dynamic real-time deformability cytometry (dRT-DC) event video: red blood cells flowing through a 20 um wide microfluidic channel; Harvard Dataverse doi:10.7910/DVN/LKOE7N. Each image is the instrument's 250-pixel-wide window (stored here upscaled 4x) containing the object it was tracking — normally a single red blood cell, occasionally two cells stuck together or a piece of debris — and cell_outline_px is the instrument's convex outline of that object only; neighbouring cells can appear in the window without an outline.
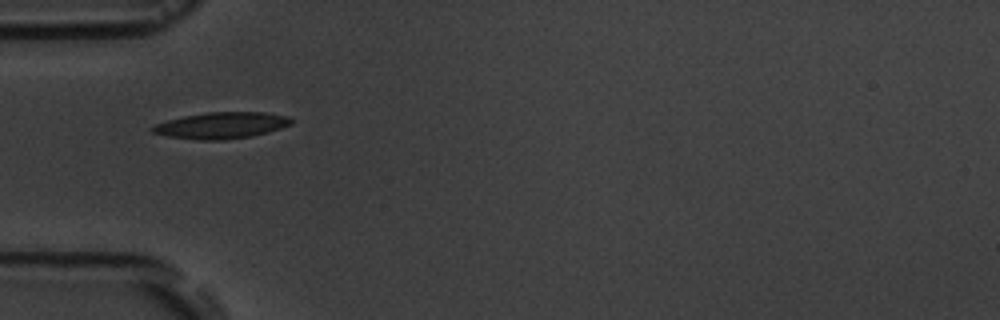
{"species": "common noctule bat (a hibernating species)", "species_latin": "Nyctalus noctula", "temperature_condition": "room temperature", "stored_images_in_passage": 3, "camera_frame_rate_fps": 3000, "um_per_image_px": 0.085, "animal": {"sex": "male", "body_mass_g": 19.5, "forearm_length_mm": 54.6}, "frame": {"image": 1, "passage_image": 1, "time_ms": 0.0, "image_size_px": [1000, 320], "cell_outline_px": [[292, 124], [268, 132], [252, 136], [224, 140], [200, 140], [168, 136], [152, 132], [148, 128], [156, 124], [168, 120], [184, 116], [208, 112], [264, 112], [288, 116], [292, 120]], "centroid_in_image_um": [18.82, 10.66], "position_along_channel_um": 66.2, "area_um2": 21.27}}
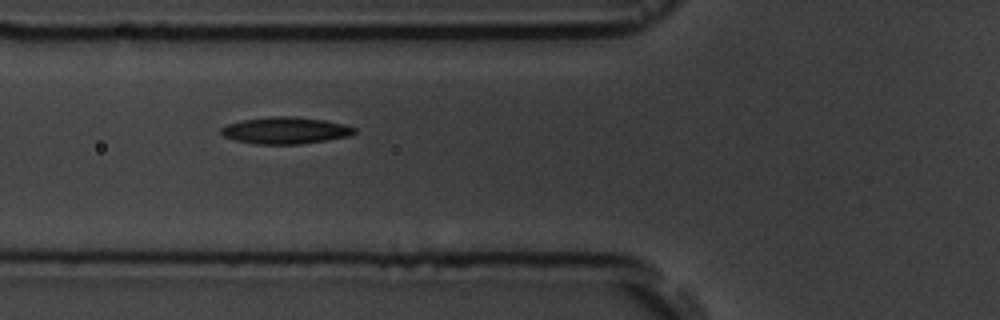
{"frame": {"image": 2, "passage_image": 2, "time_ms": 1.0, "image_size_px": [1000, 320], "cell_outline_px": [[356, 132], [348, 136], [328, 140], [300, 144], [256, 144], [232, 140], [224, 136], [220, 132], [220, 128], [228, 124], [244, 120], [272, 116], [296, 116], [324, 120], [344, 124], [356, 128]], "centroid_in_image_um": [24.26, 11.09], "position_along_channel_um": 101.5, "area_um2": 20.87}}
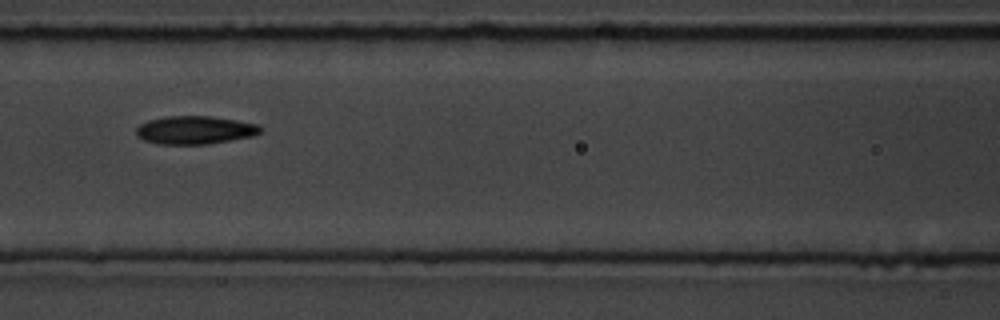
{"frame": {"image": 3, "passage_image": 3, "time_ms": 2.333, "image_size_px": [1000, 320], "cell_outline_px": [[264, 128], [260, 132], [252, 136], [208, 144], [160, 144], [144, 140], [136, 136], [136, 128], [140, 124], [148, 120], [168, 116], [208, 116], [236, 120], [260, 124]], "centroid_in_image_um": [16.58, 11.05], "position_along_channel_um": 150.0, "area_um2": 20.4}}